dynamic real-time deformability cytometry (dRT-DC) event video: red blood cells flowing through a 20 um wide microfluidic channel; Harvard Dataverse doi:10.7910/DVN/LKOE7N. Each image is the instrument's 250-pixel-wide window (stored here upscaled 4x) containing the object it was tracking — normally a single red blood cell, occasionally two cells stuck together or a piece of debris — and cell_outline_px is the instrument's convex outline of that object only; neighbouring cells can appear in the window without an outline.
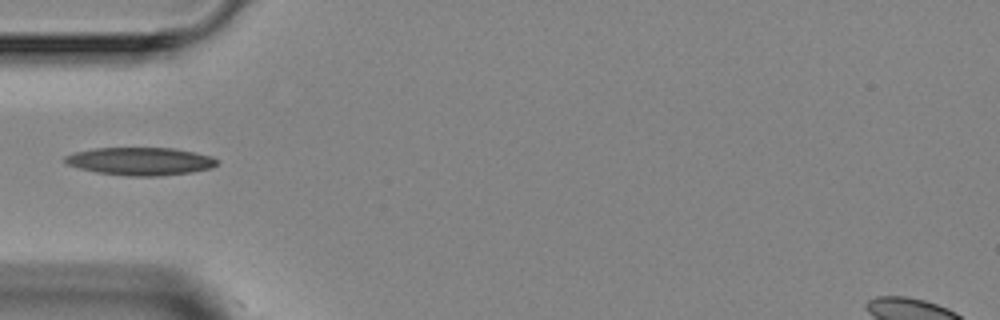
{"species": "Egyptian fruit bat (a non-hibernating species)", "species_latin": "Rousettus aegyptiacus", "temperature_condition": "room temperature", "stored_images_in_passage": 5, "camera_frame_rate_fps": 3000, "um_per_image_px": 0.085, "animal": {"sex": "female"}, "frame": {"image": 1, "passage_image": 3, "time_ms": 4.333, "image_size_px": [1000, 320], "cell_outline_px": [[220, 160], [212, 168], [192, 172], [160, 176], [124, 176], [96, 172], [80, 168], [68, 164], [64, 160], [64, 156], [76, 152], [96, 148], [172, 148], [212, 156]], "centroid_in_image_um": [11.96, 13.71], "position_along_channel_um": 73.0, "area_um2": 24.62}}
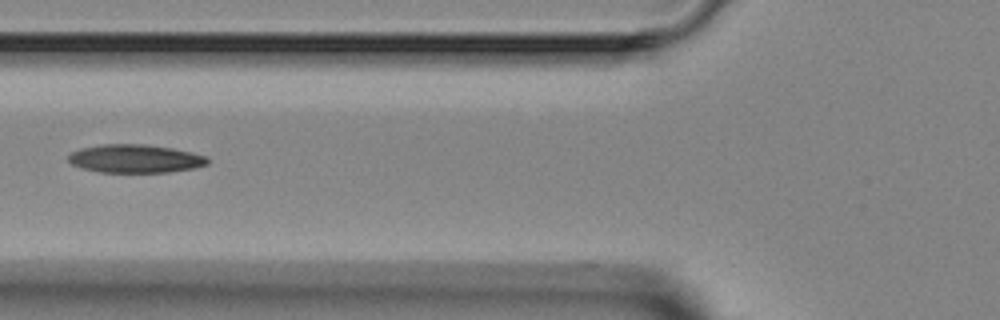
{"frame": {"image": 2, "passage_image": 4, "time_ms": 5.333, "image_size_px": [1000, 320], "cell_outline_px": [[208, 164], [192, 168], [168, 172], [100, 172], [84, 168], [72, 164], [68, 160], [68, 156], [72, 152], [80, 148], [104, 144], [144, 144], [172, 148], [192, 152], [204, 156], [208, 160]], "centroid_in_image_um": [11.48, 13.48], "position_along_channel_um": 114.3, "area_um2": 22.72}}
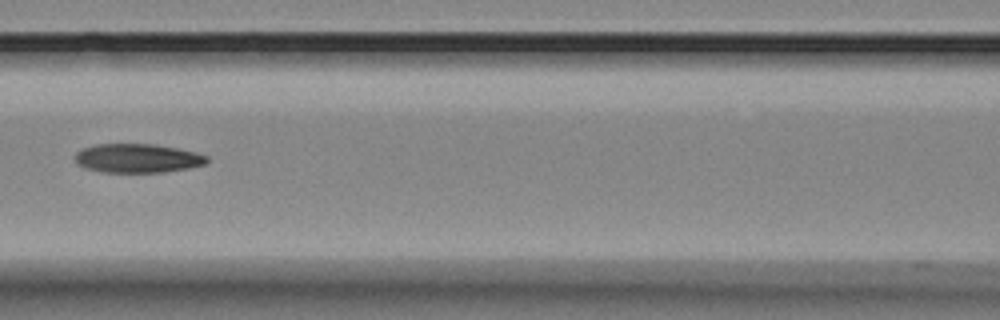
{"frame": {"image": 3, "passage_image": 5, "time_ms": 6.333, "image_size_px": [1000, 320], "cell_outline_px": [[208, 160], [204, 164], [188, 168], [164, 172], [100, 172], [84, 168], [76, 164], [76, 152], [84, 148], [96, 144], [152, 144], [176, 148], [196, 152], [208, 156]], "centroid_in_image_um": [11.67, 13.45], "position_along_channel_um": 154.9, "area_um2": 22.2}}